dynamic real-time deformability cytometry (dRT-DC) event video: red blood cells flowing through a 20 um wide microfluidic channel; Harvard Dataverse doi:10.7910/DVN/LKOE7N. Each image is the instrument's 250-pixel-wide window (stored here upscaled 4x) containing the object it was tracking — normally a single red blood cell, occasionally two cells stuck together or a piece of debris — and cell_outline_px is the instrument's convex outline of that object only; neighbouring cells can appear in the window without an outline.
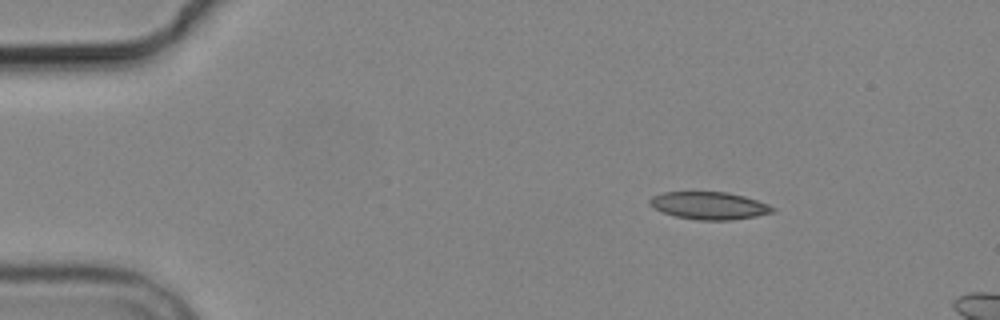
{"species": "common noctule bat (a hibernating species)", "species_latin": "Nyctalus noctula", "temperature_condition": "cold", "stored_images_in_passage": 3, "camera_frame_rate_fps": 3000, "um_per_image_px": 0.085, "animal": {"sex": "male", "body_mass_g": 19.2, "forearm_length_mm": 51.8}, "frame": {"image": 1, "passage_image": 1, "time_ms": 0.0, "image_size_px": [1000, 320], "cell_outline_px": [[776, 208], [772, 212], [756, 216], [732, 220], [696, 220], [676, 216], [664, 212], [648, 204], [648, 200], [652, 196], [664, 192], [728, 192], [744, 196], [768, 204]], "centroid_in_image_um": [60.28, 17.47], "position_along_channel_um": 24.7, "area_um2": 19.59}}